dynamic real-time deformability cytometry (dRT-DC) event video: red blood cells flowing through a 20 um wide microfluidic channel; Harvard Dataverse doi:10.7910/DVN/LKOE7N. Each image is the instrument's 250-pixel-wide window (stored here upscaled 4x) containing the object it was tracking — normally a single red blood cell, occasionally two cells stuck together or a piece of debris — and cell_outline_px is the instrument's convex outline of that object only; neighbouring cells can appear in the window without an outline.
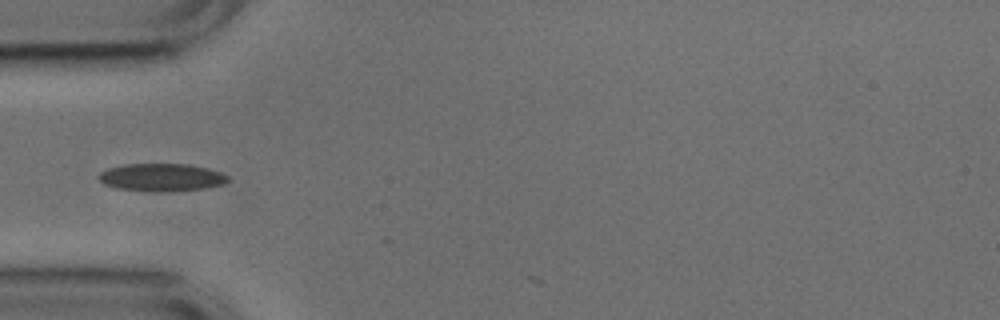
{"species": "common noctule bat (a hibernating species)", "species_latin": "Nyctalus noctula", "temperature_condition": "cold", "stored_images_in_passage": 2, "camera_frame_rate_fps": 3000, "um_per_image_px": 0.085, "animal": {"sex": "male", "body_mass_g": 17.9, "forearm_length_mm": 54.2}, "frame": {"image": 1, "passage_image": 1, "time_ms": 0.0, "image_size_px": [1000, 320], "cell_outline_px": [[228, 180], [224, 184], [208, 188], [172, 192], [152, 192], [116, 188], [104, 184], [96, 176], [100, 172], [108, 168], [124, 164], [188, 164], [208, 168], [220, 172], [228, 176]], "centroid_in_image_um": [13.73, 15.09], "position_along_channel_um": 71.3, "area_um2": 21.21}}